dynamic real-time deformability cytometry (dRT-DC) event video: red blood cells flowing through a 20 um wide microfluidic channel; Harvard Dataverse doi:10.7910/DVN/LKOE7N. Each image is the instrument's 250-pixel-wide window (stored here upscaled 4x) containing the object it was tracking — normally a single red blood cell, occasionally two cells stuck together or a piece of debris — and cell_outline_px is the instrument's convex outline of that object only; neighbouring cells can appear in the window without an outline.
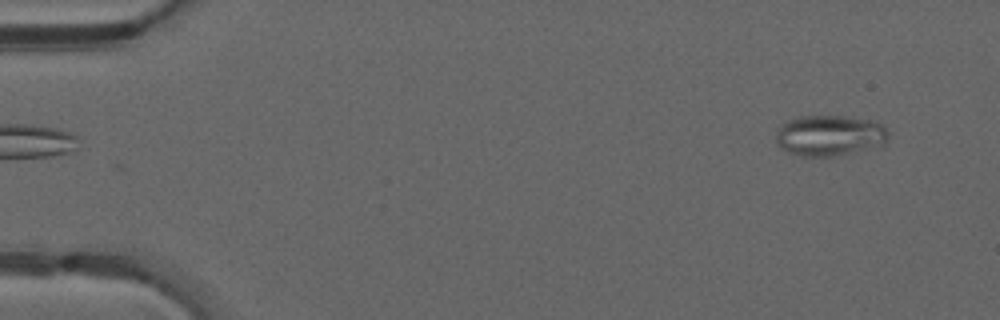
{"species": "common noctule bat (a hibernating species)", "species_latin": "Nyctalus noctula", "temperature_condition": "warm", "stored_images_in_passage": 46, "camera_frame_rate_fps": 3000, "um_per_image_px": 0.085, "animal": {"sex": "male", "forearm_length_mm": 52.5}, "frame": {"image": 1, "passage_image": 1, "time_ms": 0.0, "image_size_px": [1000, 320], "cell_outline_px": [[892, 132], [884, 148], [832, 156], [804, 156], [788, 152], [776, 144], [776, 136], [780, 124], [788, 120], [800, 116], [844, 116], [868, 120], [880, 124]], "centroid_in_image_um": [70.61, 11.54], "position_along_channel_um": 14.4, "area_um2": 27.34}}
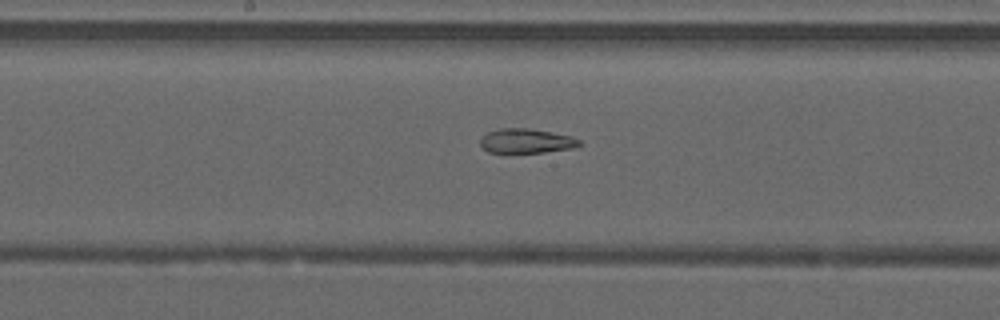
{"frame": {"image": 2, "passage_image": 23, "time_ms": 7.333, "image_size_px": [1000, 320], "cell_outline_px": [[580, 144], [572, 148], [544, 152], [488, 152], [480, 144], [480, 140], [488, 132], [500, 128], [528, 128], [572, 136], [580, 140]], "centroid_in_image_um": [44.73, 11.97], "position_along_channel_um": 203.5, "area_um2": 13.87}}
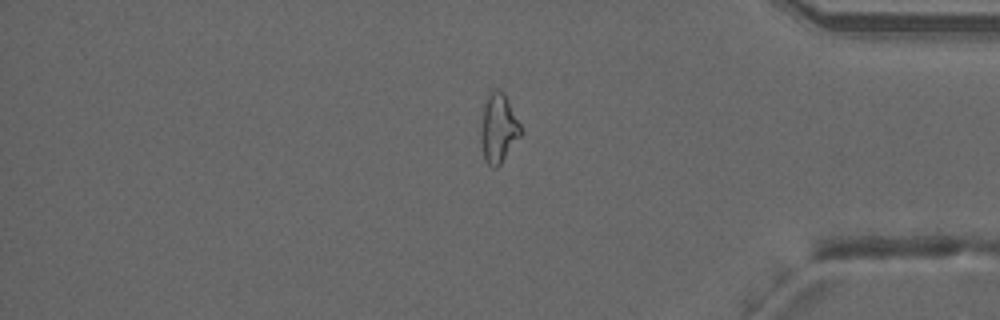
{"frame": {"image": 3, "passage_image": 38, "time_ms": 12.333, "image_size_px": [1000, 320], "cell_outline_px": [[520, 136], [500, 164], [496, 168], [492, 168], [484, 160], [480, 136], [480, 128], [484, 104], [488, 92], [492, 88], [500, 88], [504, 92], [520, 124]], "centroid_in_image_um": [42.33, 10.86], "position_along_channel_um": 392.9, "area_um2": 16.13}, "authors_computed_cell_mechanics": {"area_um2": 18.0625, "velocity_mm_per_s": 4.2459, "shape_relaxation_time_tau1_ms": null, "shape_relaxation_time_tau2_ms": 3.3378, "deformation_change_tau1": null, "deformation_change_tau2": 0.1267}}